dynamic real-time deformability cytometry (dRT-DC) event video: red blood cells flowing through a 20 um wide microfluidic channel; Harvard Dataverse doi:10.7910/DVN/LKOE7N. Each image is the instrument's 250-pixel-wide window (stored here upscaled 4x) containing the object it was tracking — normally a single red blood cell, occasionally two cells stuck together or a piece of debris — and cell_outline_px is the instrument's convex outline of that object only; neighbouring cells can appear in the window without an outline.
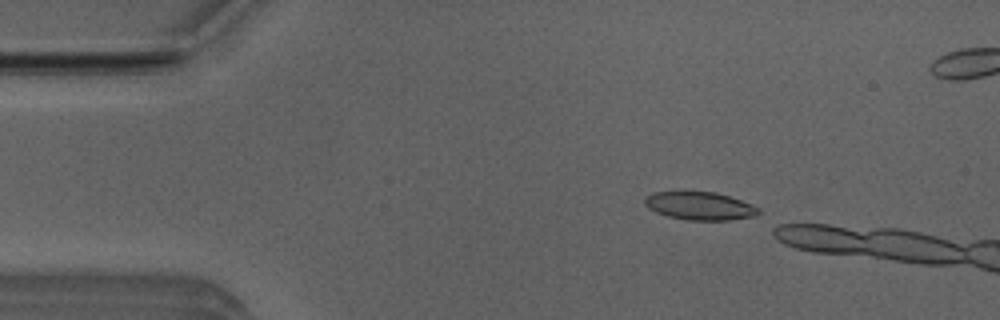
{"species": "Egyptian fruit bat (a non-hibernating species)", "species_latin": "Rousettus aegyptiacus", "temperature_condition": "room temperature", "stored_images_in_passage": 2, "camera_frame_rate_fps": 3000, "um_per_image_px": 0.085, "animal": {"sex": "male"}, "frame": {"image": 1, "passage_image": 1, "time_ms": 0.0, "image_size_px": [1000, 320], "cell_outline_px": [[760, 212], [756, 216], [728, 220], [688, 220], [668, 216], [656, 212], [648, 208], [644, 204], [644, 196], [652, 192], [684, 188], [716, 192], [752, 204], [760, 208]], "centroid_in_image_um": [59.41, 17.44], "position_along_channel_um": 25.6, "area_um2": 19.54}}